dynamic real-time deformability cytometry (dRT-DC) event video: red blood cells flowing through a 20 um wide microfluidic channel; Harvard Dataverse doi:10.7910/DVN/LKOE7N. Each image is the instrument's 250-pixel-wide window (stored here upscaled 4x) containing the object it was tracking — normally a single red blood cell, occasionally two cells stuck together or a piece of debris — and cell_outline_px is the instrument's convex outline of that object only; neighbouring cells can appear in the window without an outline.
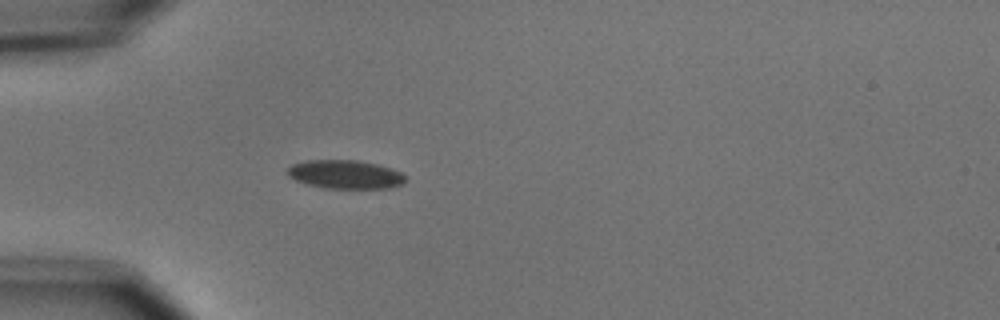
{"species": "common noctule bat (a hibernating species)", "species_latin": "Nyctalus noctula", "temperature_condition": "cold", "stored_images_in_passage": 4, "camera_frame_rate_fps": 3000, "um_per_image_px": 0.085, "animal": {"sex": "male", "body_mass_g": 15.6}, "frame": {"image": 1, "passage_image": 4, "time_ms": 3.667, "image_size_px": [1000, 320], "cell_outline_px": [[408, 180], [404, 184], [388, 188], [324, 188], [308, 184], [296, 180], [288, 176], [288, 168], [292, 164], [308, 160], [356, 160], [376, 164], [392, 168], [408, 176]], "centroid_in_image_um": [29.41, 14.83], "position_along_channel_um": 55.6, "area_um2": 19.77}}